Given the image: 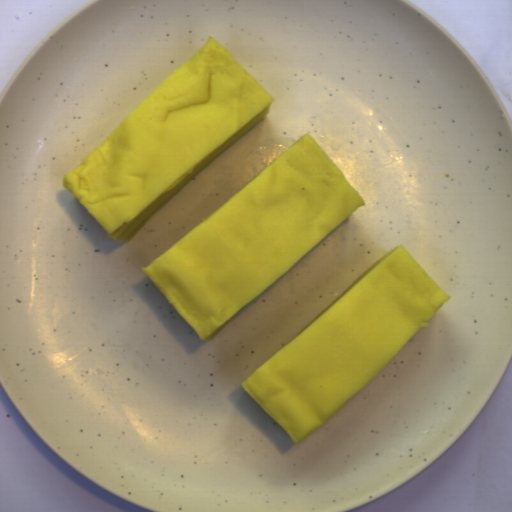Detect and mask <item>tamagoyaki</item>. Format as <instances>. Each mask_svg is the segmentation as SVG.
I'll use <instances>...</instances> for the list:
<instances>
[{
	"label": "tamagoyaki",
	"mask_w": 512,
	"mask_h": 512,
	"mask_svg": "<svg viewBox=\"0 0 512 512\" xmlns=\"http://www.w3.org/2000/svg\"><path fill=\"white\" fill-rule=\"evenodd\" d=\"M366 201L306 133L141 270L210 342Z\"/></svg>",
	"instance_id": "81b7327e"
},
{
	"label": "tamagoyaki",
	"mask_w": 512,
	"mask_h": 512,
	"mask_svg": "<svg viewBox=\"0 0 512 512\" xmlns=\"http://www.w3.org/2000/svg\"><path fill=\"white\" fill-rule=\"evenodd\" d=\"M274 97L215 37L164 77L61 183L117 243L269 114Z\"/></svg>",
	"instance_id": "833754b4"
},
{
	"label": "tamagoyaki",
	"mask_w": 512,
	"mask_h": 512,
	"mask_svg": "<svg viewBox=\"0 0 512 512\" xmlns=\"http://www.w3.org/2000/svg\"><path fill=\"white\" fill-rule=\"evenodd\" d=\"M452 297L402 246L240 382L299 444L374 379Z\"/></svg>",
	"instance_id": "9680ed9f"
}]
</instances>
